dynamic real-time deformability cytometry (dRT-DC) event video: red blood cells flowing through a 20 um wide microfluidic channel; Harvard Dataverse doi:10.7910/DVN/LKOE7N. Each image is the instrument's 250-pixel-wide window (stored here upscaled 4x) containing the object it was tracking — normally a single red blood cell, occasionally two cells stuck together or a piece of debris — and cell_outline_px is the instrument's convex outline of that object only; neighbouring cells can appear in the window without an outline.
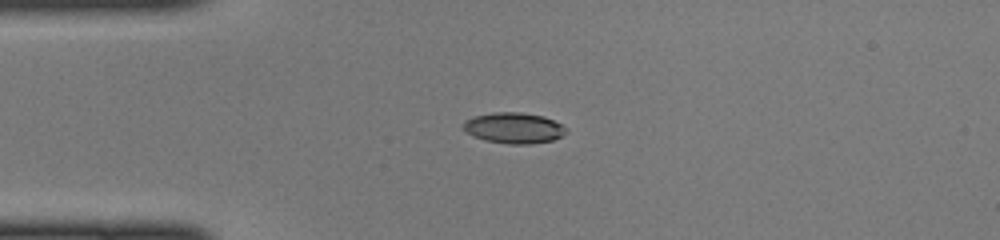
{"species": "common noctule bat (a hibernating species)", "species_latin": "Nyctalus noctula", "temperature_condition": "cold", "stored_images_in_passage": 36, "camera_frame_rate_fps": 3000, "um_per_image_px": 0.085, "animal": {"sex": "female", "body_mass_g": 22.0, "forearm_length_mm": 56.7}, "frame": {"image": 1, "passage_image": 1, "time_ms": 0.0, "image_size_px": [1000, 240], "cell_outline_px": [[568, 132], [552, 140], [532, 144], [508, 144], [484, 140], [472, 136], [464, 128], [464, 120], [476, 116], [492, 112], [520, 112], [544, 116], [568, 128]], "centroid_in_image_um": [43.69, 10.88], "position_along_channel_um": 41.3, "area_um2": 18.44}}
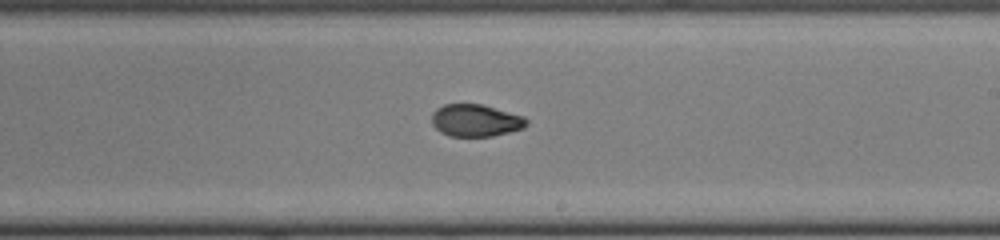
{"frame": {"image": 2, "passage_image": 17, "time_ms": 5.333, "image_size_px": [1000, 240], "cell_outline_px": [[528, 124], [524, 128], [492, 136], [448, 136], [440, 132], [432, 124], [432, 112], [436, 108], [444, 104], [480, 104], [524, 116], [528, 120]], "centroid_in_image_um": [40.41, 10.24], "position_along_channel_um": 248.6, "area_um2": 17.8}}
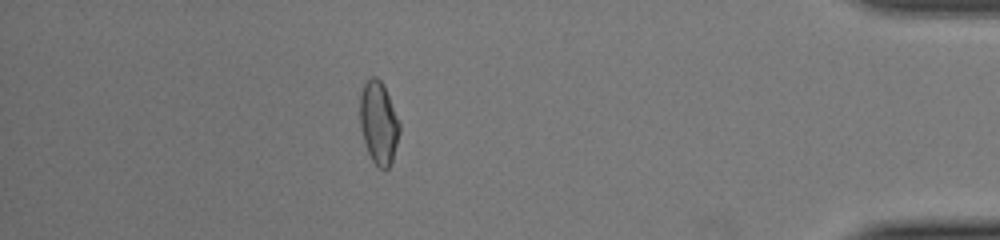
{"frame": {"image": 3, "passage_image": 31, "time_ms": 10.0, "image_size_px": [1000, 240], "cell_outline_px": [[400, 132], [392, 160], [388, 168], [380, 168], [372, 160], [364, 144], [360, 128], [360, 92], [368, 76], [376, 76], [380, 80], [400, 120]], "centroid_in_image_um": [32.17, 10.41], "position_along_channel_um": 403.0, "area_um2": 19.13}}